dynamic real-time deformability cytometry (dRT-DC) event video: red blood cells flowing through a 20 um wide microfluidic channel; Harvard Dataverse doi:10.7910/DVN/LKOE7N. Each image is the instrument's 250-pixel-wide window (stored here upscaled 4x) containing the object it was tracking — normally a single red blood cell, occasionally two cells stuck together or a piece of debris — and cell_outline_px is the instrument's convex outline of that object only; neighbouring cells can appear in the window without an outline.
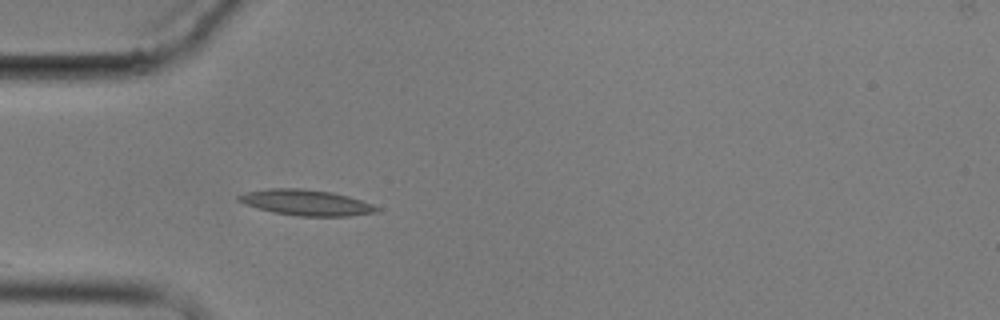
{"species": "common noctule bat (a hibernating species)", "species_latin": "Nyctalus noctula", "temperature_condition": "cold", "stored_images_in_passage": 4, "camera_frame_rate_fps": 3000, "um_per_image_px": 0.085, "animal": {"sex": "male", "body_mass_g": 17.9}, "frame": {"image": 1, "passage_image": 4, "time_ms": 3.667, "image_size_px": [1000, 320], "cell_outline_px": [[380, 212], [348, 216], [296, 216], [272, 212], [244, 204], [236, 200], [236, 196], [244, 192], [268, 188], [300, 188], [332, 192], [348, 196], [372, 204], [380, 208]], "centroid_in_image_um": [25.99, 17.22], "position_along_channel_um": 59.0, "area_um2": 20.92}}